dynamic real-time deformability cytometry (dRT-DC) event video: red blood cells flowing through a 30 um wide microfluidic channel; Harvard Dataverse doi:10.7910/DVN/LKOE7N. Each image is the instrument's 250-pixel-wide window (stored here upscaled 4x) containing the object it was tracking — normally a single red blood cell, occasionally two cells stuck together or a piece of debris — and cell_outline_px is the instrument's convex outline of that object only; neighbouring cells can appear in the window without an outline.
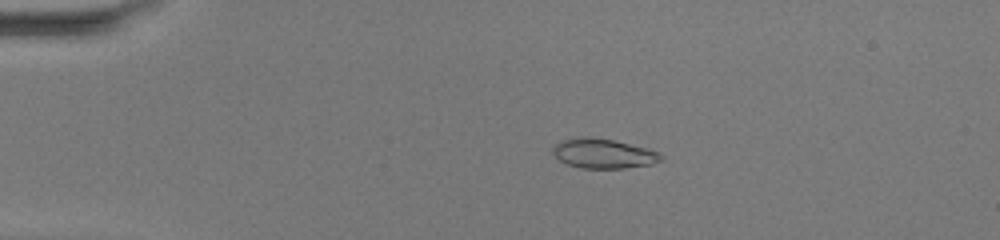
{"species": "common noctule bat (a hibernating species)", "species_latin": "Nyctalus noctula", "temperature_condition": "warm", "stored_images_in_passage": 51, "camera_frame_rate_fps": 3000, "um_per_image_px": 0.085, "animal": {"sex": "female", "body_mass_g": 20.0, "forearm_length_mm": 54.0}, "frame": {"image": 1, "passage_image": 12, "time_ms": 3.667, "image_size_px": [1000, 240], "cell_outline_px": [[664, 156], [660, 160], [652, 164], [624, 168], [580, 168], [568, 164], [560, 160], [552, 152], [552, 148], [560, 140], [580, 136], [584, 136], [612, 140], [648, 148], [660, 152]], "centroid_in_image_um": [51.29, 13.04], "position_along_channel_um": 33.7, "area_um2": 18.67}}
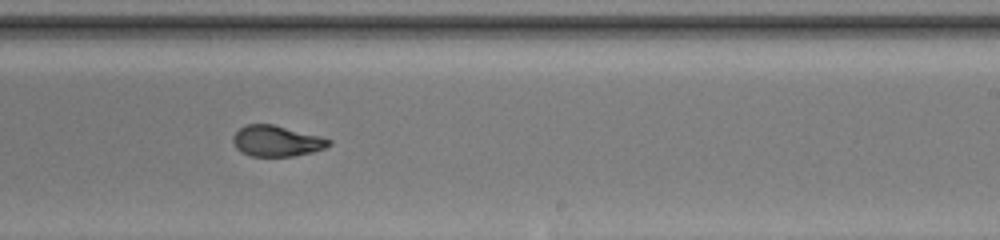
{"frame": {"image": 2, "passage_image": 33, "time_ms": 10.667, "image_size_px": [1000, 240], "cell_outline_px": [[332, 144], [324, 148], [312, 152], [292, 156], [248, 156], [240, 152], [236, 148], [232, 140], [232, 136], [240, 128], [248, 124], [272, 124], [320, 136], [332, 140]], "centroid_in_image_um": [23.49, 11.99], "position_along_channel_um": 265.5, "area_um2": 17.22}}
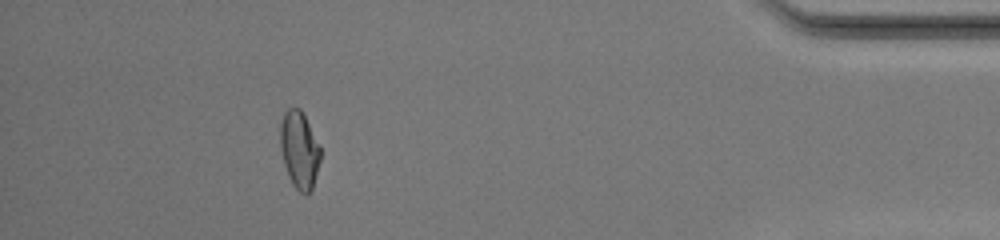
{"frame": {"image": 3, "passage_image": 47, "time_ms": 15.333, "image_size_px": [1000, 240], "cell_outline_px": [[320, 160], [312, 188], [304, 196], [292, 184], [288, 176], [284, 164], [280, 148], [280, 120], [284, 112], [288, 108], [300, 108], [320, 144]], "centroid_in_image_um": [25.43, 12.72], "position_along_channel_um": 409.8, "area_um2": 18.15}, "authors_computed_cell_mechanics": {"area_um2": 18.3804, "velocity_mm_per_s": 4.1567, "shape_relaxation_time_tau1_ms": 4.6798, "shape_relaxation_time_tau2_ms": 1.0507, "deformation_change_tau1": 0.2249, "deformation_change_tau2": 0.0642}}